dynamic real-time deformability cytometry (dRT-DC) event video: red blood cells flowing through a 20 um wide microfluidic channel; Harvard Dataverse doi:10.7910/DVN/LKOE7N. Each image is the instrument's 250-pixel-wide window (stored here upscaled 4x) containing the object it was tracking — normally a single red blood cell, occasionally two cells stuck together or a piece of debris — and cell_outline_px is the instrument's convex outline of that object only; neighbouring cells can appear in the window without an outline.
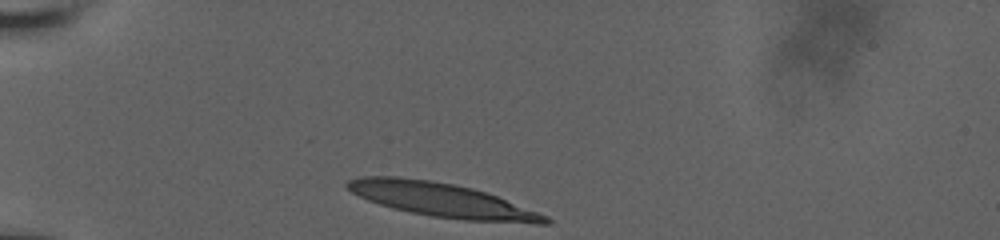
{"species": "human", "species_latin": "Homo sapiens", "temperature_condition": "room temperature", "stored_images_in_passage": 30, "camera_frame_rate_fps": 3000, "um_per_image_px": 0.085, "donor": {"sex": "male"}, "frame": {"image": 1, "passage_image": 1, "time_ms": 0.0, "image_size_px": [1000, 240], "cell_outline_px": [[552, 224], [536, 224], [464, 220], [432, 216], [392, 208], [368, 200], [344, 188], [344, 184], [348, 180], [360, 176], [396, 176], [428, 180], [452, 184], [472, 188], [496, 196], [548, 216], [552, 220]], "centroid_in_image_um": [37.55, 17.0], "position_along_channel_um": 47.5, "area_um2": 39.02}}
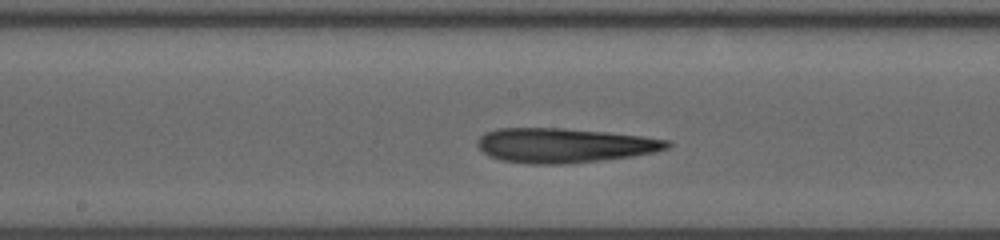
{"frame": {"image": 2, "passage_image": 17, "time_ms": 5.0, "image_size_px": [1000, 240], "cell_outline_px": [[672, 144], [668, 148], [652, 152], [632, 156], [568, 164], [528, 164], [500, 160], [488, 156], [476, 144], [476, 140], [484, 132], [496, 128], [564, 128], [608, 132], [644, 136], [672, 140]], "centroid_in_image_um": [47.94, 12.35], "position_along_channel_um": 200.3, "area_um2": 38.55}}
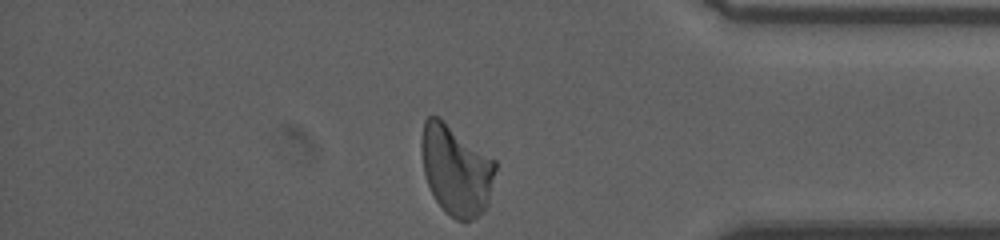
{"frame": {"image": 3, "passage_image": 30, "time_ms": 10.667, "image_size_px": [1000, 240], "cell_outline_px": [[496, 168], [488, 204], [484, 212], [472, 220], [456, 220], [436, 200], [428, 184], [424, 172], [420, 144], [420, 140], [424, 120], [428, 116], [440, 116], [496, 160]], "centroid_in_image_um": [38.77, 14.4], "position_along_channel_um": 396.4, "area_um2": 39.02}, "authors_computed_cell_mechanics": {"area_um2": 38.5526, "velocity_mm_per_s": 3.7748, "shape_relaxation_time_tau1_ms": null, "shape_relaxation_time_tau2_ms": 3.8496, "deformation_change_tau1": null, "deformation_change_tau2": 0.1368}}